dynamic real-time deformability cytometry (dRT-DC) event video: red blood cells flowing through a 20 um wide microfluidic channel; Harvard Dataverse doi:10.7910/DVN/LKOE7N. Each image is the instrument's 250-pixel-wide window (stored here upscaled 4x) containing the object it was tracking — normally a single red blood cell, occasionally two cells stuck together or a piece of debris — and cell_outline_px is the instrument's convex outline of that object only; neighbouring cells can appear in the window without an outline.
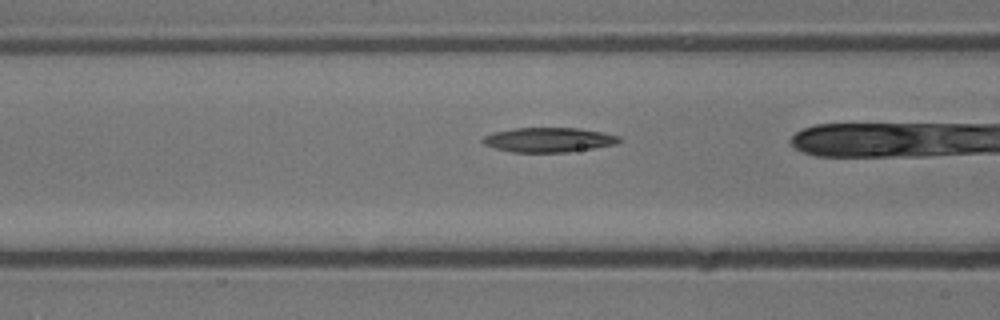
{"species": "common noctule bat (a hibernating species)", "species_latin": "Nyctalus noctula", "temperature_condition": "cold", "stored_images_in_passage": 31, "camera_frame_rate_fps": 3000, "um_per_image_px": 0.085, "animal": {"sex": "male", "body_mass_g": 13.3}, "frame": {"image": 1, "passage_image": 10, "time_ms": 3.0, "image_size_px": [1000, 320], "cell_outline_px": [[624, 140], [616, 144], [568, 152], [512, 152], [496, 148], [484, 144], [480, 140], [484, 136], [492, 132], [516, 128], [580, 128], [604, 132], [620, 136]], "centroid_in_image_um": [46.67, 11.88], "position_along_channel_um": 119.9, "area_um2": 19.65}}
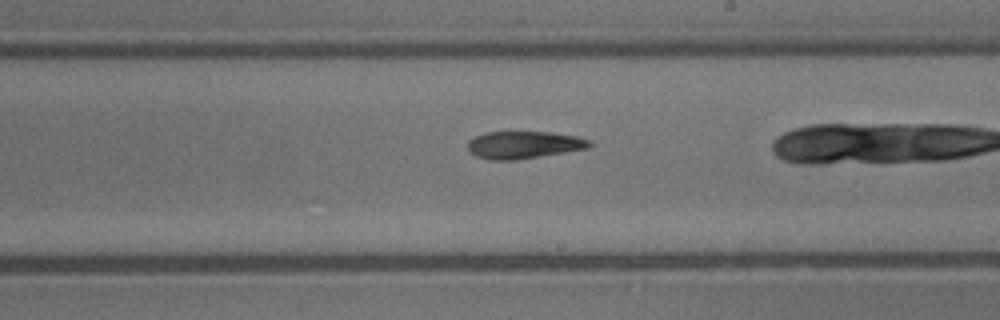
{"frame": {"image": 2, "passage_image": 20, "time_ms": 6.333, "image_size_px": [1000, 320], "cell_outline_px": [[592, 144], [588, 148], [516, 160], [488, 160], [476, 156], [468, 152], [468, 140], [484, 132], [552, 132], [576, 136], [588, 140]], "centroid_in_image_um": [44.47, 12.31], "position_along_channel_um": 244.5, "area_um2": 19.42}}
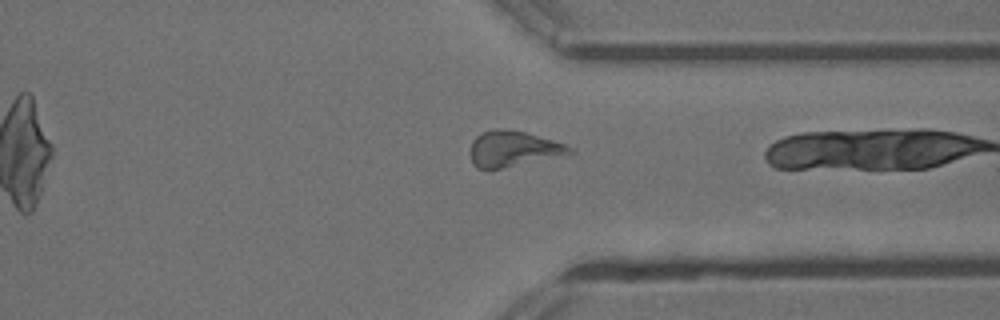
{"frame": {"image": 3, "passage_image": 30, "time_ms": 9.667, "image_size_px": [1000, 320], "cell_outline_px": [[576, 152], [500, 168], [476, 168], [472, 164], [468, 152], [472, 140], [480, 132], [492, 128], [508, 128], [524, 132], [552, 140], [564, 144], [572, 148]], "centroid_in_image_um": [43.52, 12.62], "position_along_channel_um": 367.9, "area_um2": 20.58}}